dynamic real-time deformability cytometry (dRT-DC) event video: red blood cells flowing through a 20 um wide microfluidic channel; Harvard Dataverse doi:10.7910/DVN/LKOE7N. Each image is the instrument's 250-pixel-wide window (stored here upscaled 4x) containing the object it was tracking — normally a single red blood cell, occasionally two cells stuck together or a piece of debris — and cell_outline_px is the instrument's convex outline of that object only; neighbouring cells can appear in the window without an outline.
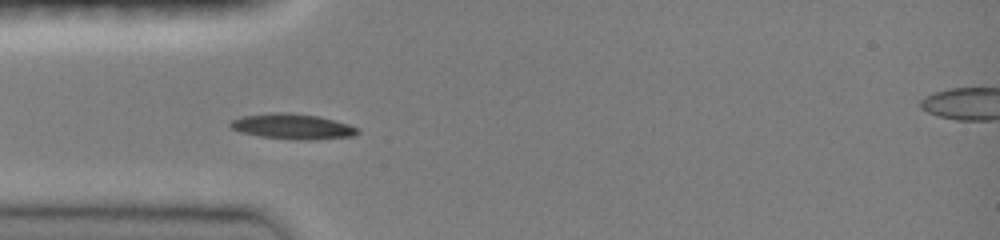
{"species": "common noctule bat (a hibernating species)", "species_latin": "Nyctalus noctula", "temperature_condition": "room temperature", "stored_images_in_passage": 67, "camera_frame_rate_fps": 3000, "um_per_image_px": 0.085, "animal": {"sex": "female", "body_mass_g": 19.0, "forearm_length_mm": 51.5}, "frame": {"image": 1, "passage_image": 1, "time_ms": 0.0, "image_size_px": [1000, 240], "cell_outline_px": [[360, 132], [356, 136], [316, 140], [300, 140], [260, 136], [240, 132], [232, 128], [228, 124], [232, 120], [240, 116], [272, 112], [292, 112], [320, 116], [348, 124], [360, 128]], "centroid_in_image_um": [24.91, 10.74], "position_along_channel_um": 60.1, "area_um2": 19.19}}
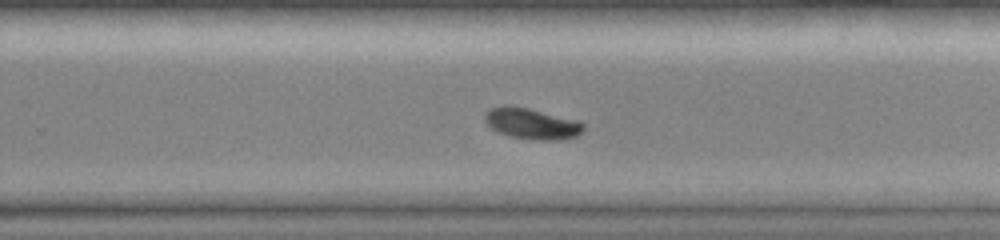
{"frame": {"image": 2, "passage_image": 39, "time_ms": 5.667, "image_size_px": [1000, 240], "cell_outline_px": [[584, 128], [576, 136], [560, 140], [540, 140], [512, 136], [500, 132], [492, 128], [484, 120], [484, 116], [492, 108], [504, 104], [508, 104], [528, 108], [580, 120], [584, 124]], "centroid_in_image_um": [45.23, 10.49], "position_along_channel_um": 284.6, "area_um2": 17.69}}
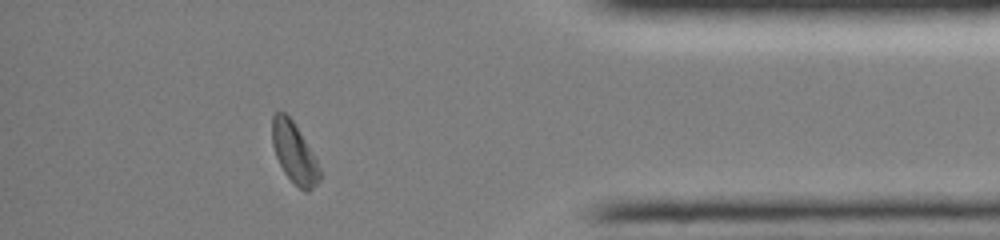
{"frame": {"image": 3, "passage_image": 58, "time_ms": 9.333, "image_size_px": [1000, 240], "cell_outline_px": [[320, 180], [308, 192], [304, 192], [284, 172], [276, 156], [272, 144], [272, 116], [276, 112], [284, 112], [292, 120], [316, 160], [320, 168]], "centroid_in_image_um": [24.99, 13.0], "position_along_channel_um": 410.2, "area_um2": 16.3}, "authors_computed_cell_mechanics": {"area_um2": 17.6868, "velocity_mm_per_s": 3.9911, "shape_relaxation_time_tau1_ms": 2.4636, "shape_relaxation_time_tau2_ms": null, "deformation_change_tau1": 0.1282, "deformation_change_tau2": null}}